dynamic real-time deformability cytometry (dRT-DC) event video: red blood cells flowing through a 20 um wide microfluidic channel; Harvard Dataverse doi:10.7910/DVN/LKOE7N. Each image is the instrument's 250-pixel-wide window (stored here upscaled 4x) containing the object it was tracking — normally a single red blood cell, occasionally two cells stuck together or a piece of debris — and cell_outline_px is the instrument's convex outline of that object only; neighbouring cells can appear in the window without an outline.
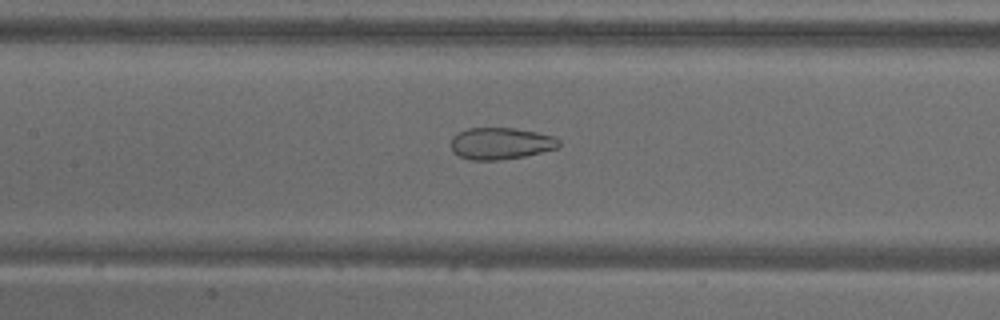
{"species": "common noctule bat (a hibernating species)", "species_latin": "Nyctalus noctula", "temperature_condition": "warm", "stored_images_in_passage": 41, "camera_frame_rate_fps": 3000, "um_per_image_px": 0.085, "animal": {"sex": "male", "body_mass_g": 18.8}, "frame": {"image": 1, "passage_image": 14, "time_ms": 4.333, "image_size_px": [1000, 320], "cell_outline_px": [[560, 144], [556, 148], [524, 156], [500, 160], [472, 160], [460, 156], [452, 152], [452, 136], [468, 128], [516, 128], [536, 132], [552, 136], [560, 140]], "centroid_in_image_um": [42.55, 12.19], "position_along_channel_um": 164.9, "area_um2": 19.83}}
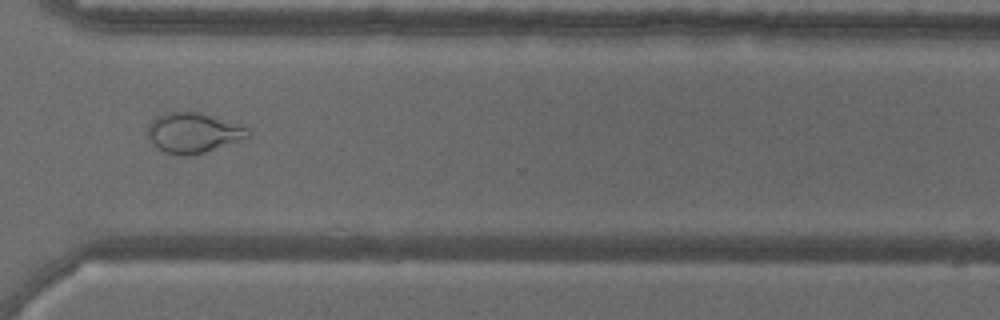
{"frame": {"image": 2, "passage_image": 29, "time_ms": 9.333, "image_size_px": [1000, 320], "cell_outline_px": [[252, 136], [204, 152], [164, 152], [156, 148], [148, 136], [148, 124], [156, 116], [164, 112], [196, 112], [244, 124], [252, 132]], "centroid_in_image_um": [16.47, 11.23], "position_along_channel_um": 354.1, "area_um2": 23.0}}
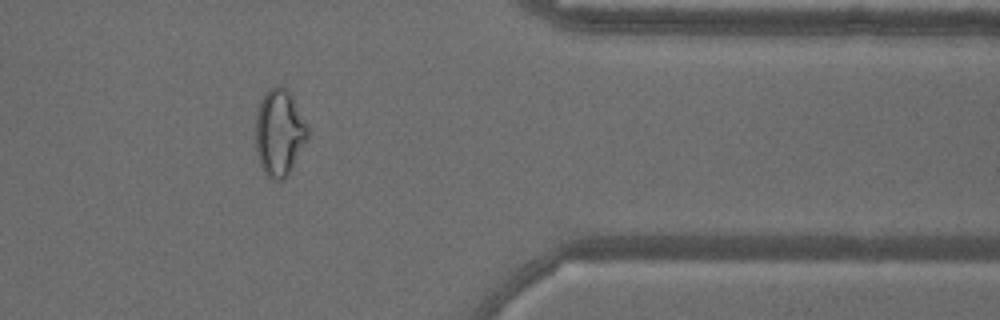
{"frame": {"image": 3, "passage_image": 33, "time_ms": 10.667, "image_size_px": [1000, 320], "cell_outline_px": [[308, 140], [284, 180], [276, 180], [268, 176], [264, 172], [260, 164], [256, 148], [256, 116], [260, 100], [264, 92], [268, 88], [276, 84], [284, 88], [292, 96], [308, 128]], "centroid_in_image_um": [23.73, 11.25], "position_along_channel_um": 387.7, "area_um2": 26.13}, "authors_computed_cell_mechanics": {"area_um2": 24.3916, "velocity_mm_per_s": 3.7958, "shape_relaxation_time_tau1_ms": null, "shape_relaxation_time_tau2_ms": 1.4892, "deformation_change_tau1": null, "deformation_change_tau2": 0.0796}}